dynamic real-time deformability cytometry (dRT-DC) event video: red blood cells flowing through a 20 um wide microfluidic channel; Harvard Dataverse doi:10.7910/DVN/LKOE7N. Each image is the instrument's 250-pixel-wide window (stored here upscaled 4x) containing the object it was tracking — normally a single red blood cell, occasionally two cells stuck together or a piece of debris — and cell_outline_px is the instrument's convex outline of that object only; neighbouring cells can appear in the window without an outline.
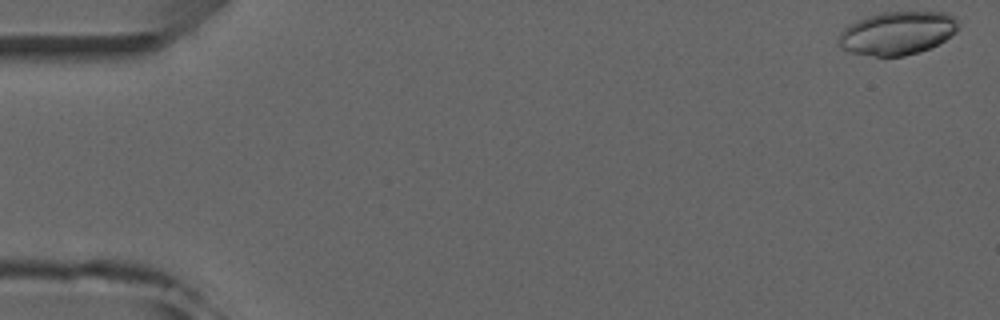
{"species": "common noctule bat (a hibernating species)", "species_latin": "Nyctalus noctula", "temperature_condition": "room temperature", "stored_images_in_passage": 5, "camera_frame_rate_fps": 3000, "um_per_image_px": 0.085, "animal": {"sex": "male", "forearm_length_mm": 52.5}, "frame": {"image": 1, "passage_image": 1, "time_ms": 0.0, "image_size_px": [1000, 320], "cell_outline_px": [[960, 24], [956, 32], [944, 40], [920, 52], [904, 56], [876, 56], [848, 52], [840, 48], [836, 40], [840, 32], [844, 28], [856, 20], [880, 12], [948, 12], [956, 16]], "centroid_in_image_um": [76.26, 2.8], "position_along_channel_um": 8.7, "area_um2": 30.52}}